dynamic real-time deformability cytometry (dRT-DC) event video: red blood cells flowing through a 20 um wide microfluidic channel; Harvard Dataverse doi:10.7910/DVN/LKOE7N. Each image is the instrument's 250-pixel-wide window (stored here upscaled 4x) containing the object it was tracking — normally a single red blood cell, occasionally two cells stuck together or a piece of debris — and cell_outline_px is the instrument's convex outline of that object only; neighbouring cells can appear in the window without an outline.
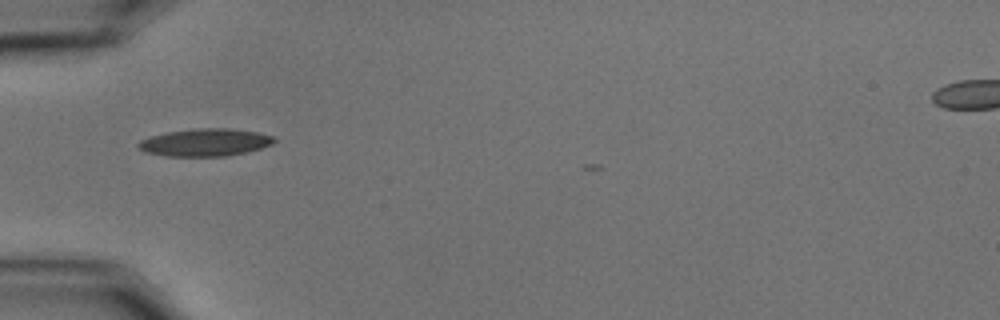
{"species": "common noctule bat (a hibernating species)", "species_latin": "Nyctalus noctula", "temperature_condition": "cold", "stored_images_in_passage": 4, "camera_frame_rate_fps": 3000, "um_per_image_px": 0.085, "animal": {"sex": "male", "body_mass_g": 15.6}, "frame": {"image": 1, "passage_image": 1, "time_ms": 0.0, "image_size_px": [1000, 320], "cell_outline_px": [[276, 140], [272, 144], [248, 152], [224, 156], [164, 156], [144, 152], [136, 144], [140, 140], [152, 136], [168, 132], [200, 128], [228, 128], [256, 132], [272, 136]], "centroid_in_image_um": [17.42, 12.11], "position_along_channel_um": 67.6, "area_um2": 21.62}}